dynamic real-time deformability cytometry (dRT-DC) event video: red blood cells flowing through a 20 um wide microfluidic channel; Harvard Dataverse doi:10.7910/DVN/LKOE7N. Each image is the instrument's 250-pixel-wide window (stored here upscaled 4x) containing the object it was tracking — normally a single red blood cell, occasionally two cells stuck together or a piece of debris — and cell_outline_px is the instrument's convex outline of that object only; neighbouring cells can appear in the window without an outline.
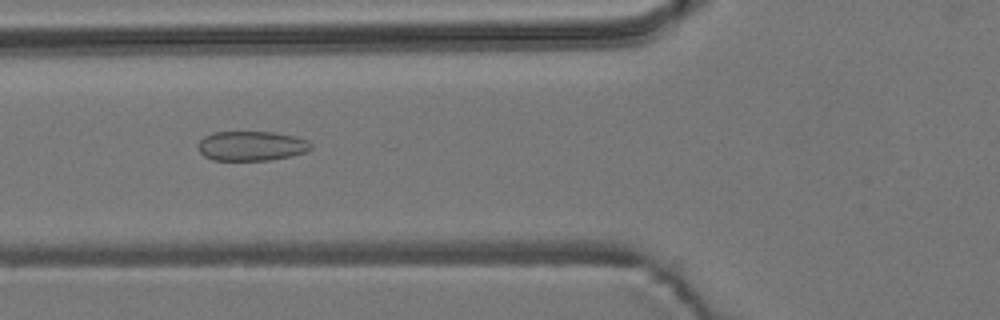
{"species": "common noctule bat (a hibernating species)", "species_latin": "Nyctalus noctula", "temperature_condition": "room temperature", "stored_images_in_passage": 8, "camera_frame_rate_fps": 3000, "um_per_image_px": 0.085, "animal": {"sex": "male", "body_mass_g": 19.2, "forearm_length_mm": 51.8}, "frame": {"image": 1, "passage_image": 6, "time_ms": 1.667, "image_size_px": [1000, 320], "cell_outline_px": [[312, 148], [304, 152], [292, 156], [268, 160], [212, 160], [204, 156], [200, 152], [196, 144], [204, 136], [212, 132], [272, 132], [296, 136], [308, 140], [312, 144]], "centroid_in_image_um": [21.36, 12.4], "position_along_channel_um": 104.4, "area_um2": 19.65}}
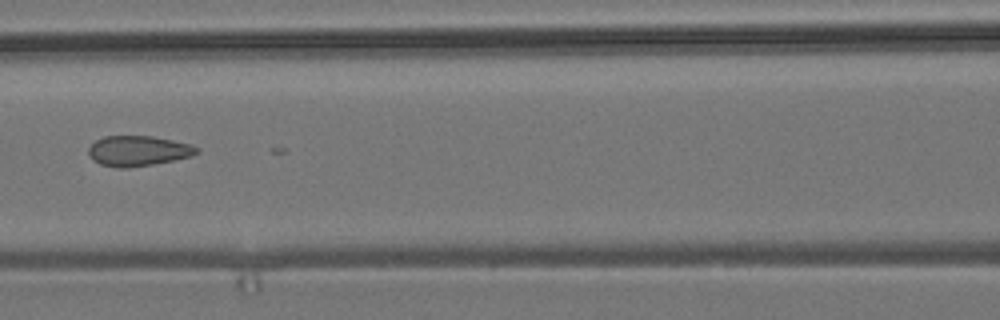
{"frame": {"image": 2, "passage_image": 7, "time_ms": 2.0, "image_size_px": [1000, 320], "cell_outline_px": [[200, 152], [192, 156], [152, 164], [128, 168], [116, 168], [100, 164], [92, 160], [88, 152], [88, 148], [96, 140], [104, 136], [152, 136], [192, 144], [200, 148]], "centroid_in_image_um": [11.75, 12.82], "position_along_channel_um": 154.9, "area_um2": 19.19}}